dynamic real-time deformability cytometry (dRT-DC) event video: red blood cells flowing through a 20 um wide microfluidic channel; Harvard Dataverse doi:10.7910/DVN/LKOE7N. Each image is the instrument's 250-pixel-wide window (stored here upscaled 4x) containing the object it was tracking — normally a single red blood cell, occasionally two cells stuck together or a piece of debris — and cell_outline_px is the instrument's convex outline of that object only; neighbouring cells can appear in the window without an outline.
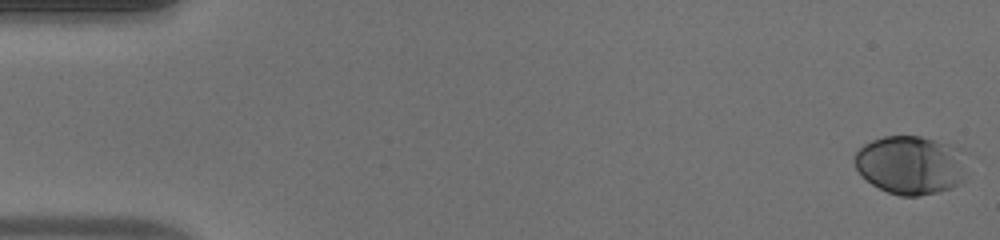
{"species": "human", "species_latin": "Homo sapiens", "temperature_condition": "warm", "stored_images_in_passage": 49, "camera_frame_rate_fps": 3000, "um_per_image_px": 0.085, "donor": {"sex": "male"}, "frame": {"image": 1, "passage_image": 1, "time_ms": 0.0, "image_size_px": [1000, 240], "cell_outline_px": [[964, 180], [952, 188], [920, 196], [900, 196], [888, 192], [872, 184], [856, 168], [852, 160], [856, 152], [864, 144], [872, 140], [884, 136], [920, 136], [960, 148], [964, 176]], "centroid_in_image_um": [77.35, 14.03], "position_along_channel_um": 7.6, "area_um2": 37.97}}
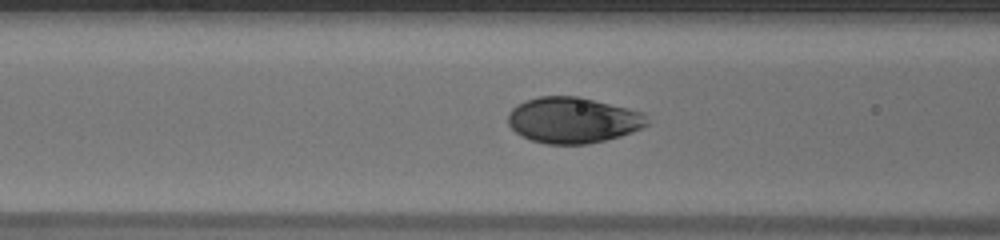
{"frame": {"image": 2, "passage_image": 20, "time_ms": 6.333, "image_size_px": [1000, 240], "cell_outline_px": [[648, 124], [632, 132], [620, 136], [588, 144], [548, 144], [532, 140], [516, 132], [508, 124], [508, 112], [516, 104], [524, 100], [540, 96], [580, 96], [644, 112]], "centroid_in_image_um": [48.68, 10.2], "position_along_channel_um": 117.9, "area_um2": 37.22}}
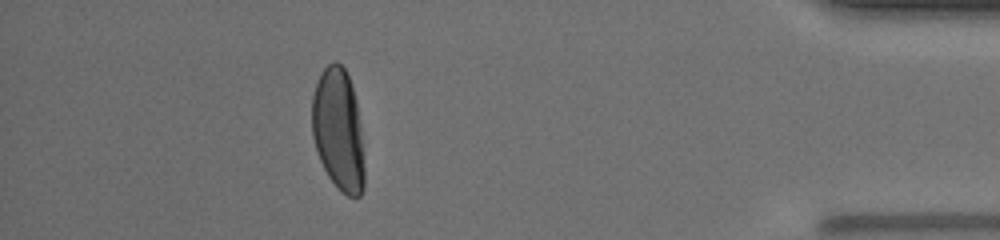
{"frame": {"image": 3, "passage_image": 44, "time_ms": 14.333, "image_size_px": [1000, 240], "cell_outline_px": [[364, 188], [360, 196], [348, 196], [340, 192], [336, 188], [328, 176], [320, 160], [312, 136], [312, 96], [320, 72], [332, 60], [336, 60], [344, 68], [348, 76], [356, 100], [360, 128], [364, 168]], "centroid_in_image_um": [28.74, 11.04], "position_along_channel_um": 406.5, "area_um2": 37.28}, "authors_computed_cell_mechanics": {"area_um2": 37.281, "velocity_mm_per_s": 4.2153, "shape_relaxation_time_tau1_ms": 2.9665, "shape_relaxation_time_tau2_ms": null, "deformation_change_tau1": 0.1721, "deformation_change_tau2": null}}